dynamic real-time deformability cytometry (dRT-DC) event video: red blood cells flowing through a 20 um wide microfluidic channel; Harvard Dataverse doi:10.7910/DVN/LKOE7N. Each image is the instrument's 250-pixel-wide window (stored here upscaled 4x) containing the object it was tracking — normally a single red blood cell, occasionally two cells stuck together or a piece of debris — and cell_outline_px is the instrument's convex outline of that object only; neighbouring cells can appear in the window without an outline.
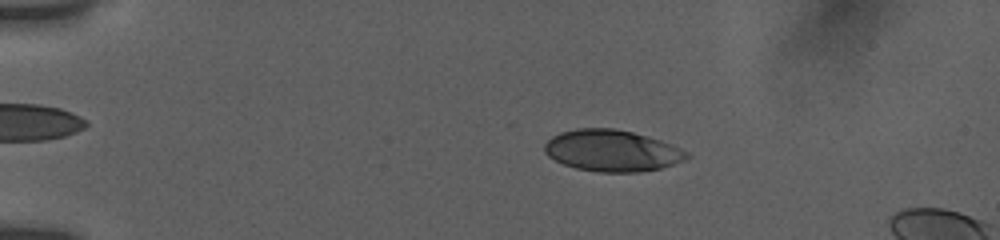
{"species": "human", "species_latin": "Homo sapiens", "temperature_condition": "room temperature", "stored_images_in_passage": 29, "camera_frame_rate_fps": 3000, "um_per_image_px": 0.085, "donor": {"sex": "female"}, "frame": {"image": 1, "passage_image": 11, "time_ms": 3.333, "image_size_px": [1000, 240], "cell_outline_px": [[692, 156], [684, 160], [660, 168], [640, 172], [596, 172], [576, 168], [564, 164], [548, 156], [544, 152], [544, 144], [552, 136], [560, 132], [576, 128], [612, 128], [632, 132], [648, 136], [660, 140], [680, 148], [688, 152]], "centroid_in_image_um": [52.01, 12.8], "position_along_channel_um": 33.0, "area_um2": 34.39}}
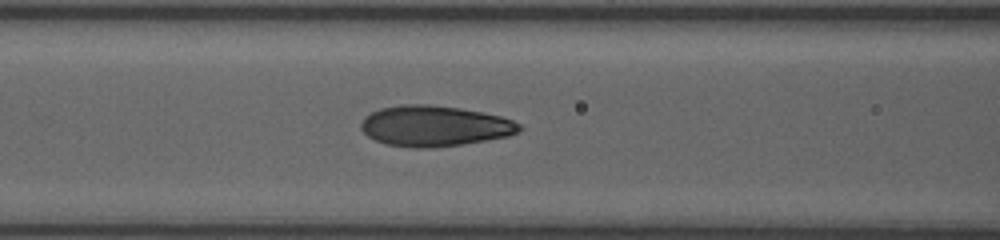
{"frame": {"image": 2, "passage_image": 24, "time_ms": 7.667, "image_size_px": [1000, 240], "cell_outline_px": [[524, 128], [520, 132], [508, 136], [464, 144], [432, 148], [412, 148], [388, 144], [376, 140], [368, 136], [360, 128], [360, 124], [364, 116], [380, 108], [400, 104], [428, 104], [460, 108], [500, 116], [512, 120], [520, 124]], "centroid_in_image_um": [36.94, 10.71], "position_along_channel_um": 129.7, "area_um2": 37.69}}
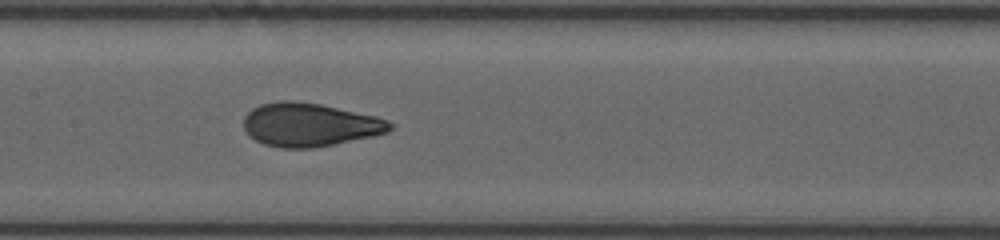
{"frame": {"image": 3, "passage_image": 27, "time_ms": 8.667, "image_size_px": [1000, 240], "cell_outline_px": [[396, 124], [388, 132], [372, 136], [312, 148], [280, 148], [264, 144], [248, 136], [244, 128], [244, 116], [252, 108], [260, 104], [280, 100], [296, 100], [320, 104], [376, 116], [388, 120]], "centroid_in_image_um": [26.3, 10.59], "position_along_channel_um": 181.1, "area_um2": 37.17}}